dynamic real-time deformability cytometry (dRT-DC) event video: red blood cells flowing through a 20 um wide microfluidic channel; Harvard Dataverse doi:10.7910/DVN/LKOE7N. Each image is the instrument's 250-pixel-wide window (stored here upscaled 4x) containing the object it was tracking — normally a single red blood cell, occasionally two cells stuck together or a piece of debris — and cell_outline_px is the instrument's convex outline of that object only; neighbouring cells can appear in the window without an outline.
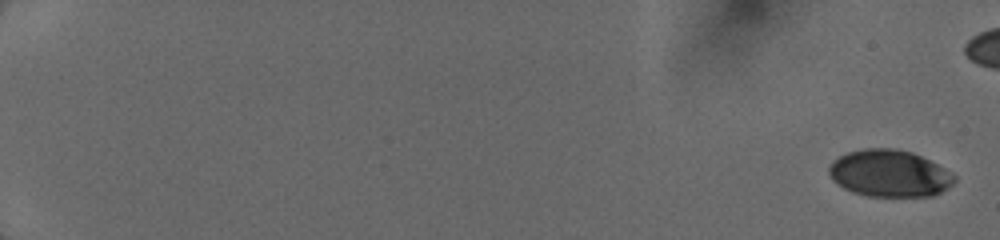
{"species": "human", "species_latin": "Homo sapiens", "temperature_condition": "cold", "stored_images_in_passage": 18, "camera_frame_rate_fps": 3000, "um_per_image_px": 0.085, "donor": {"sex": "female"}, "frame": {"image": 1, "passage_image": 1, "time_ms": 0.0, "image_size_px": [1000, 240], "cell_outline_px": [[956, 180], [948, 188], [932, 196], [868, 196], [852, 192], [844, 188], [832, 180], [828, 172], [828, 168], [840, 156], [848, 152], [864, 148], [892, 148], [912, 152], [952, 172], [956, 176]], "centroid_in_image_um": [75.61, 14.74], "position_along_channel_um": 9.4, "area_um2": 34.16}}
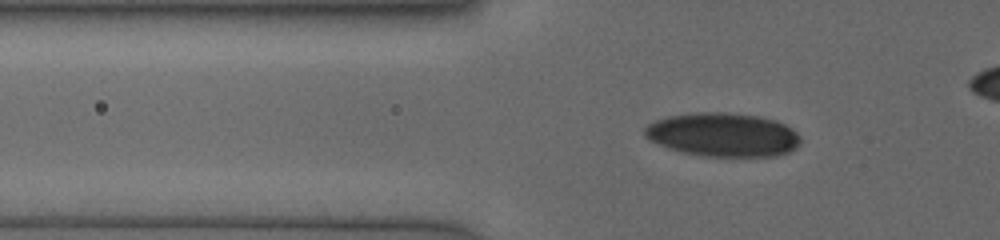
{"frame": {"image": 2, "passage_image": 13, "time_ms": 6.333, "image_size_px": [1000, 240], "cell_outline_px": [[800, 144], [796, 148], [788, 152], [776, 156], [704, 156], [684, 152], [668, 148], [644, 136], [644, 128], [648, 124], [656, 120], [668, 116], [696, 112], [724, 112], [756, 116], [776, 120], [792, 128], [800, 136]], "centroid_in_image_um": [61.47, 11.45], "position_along_channel_um": 64.3, "area_um2": 39.59}}
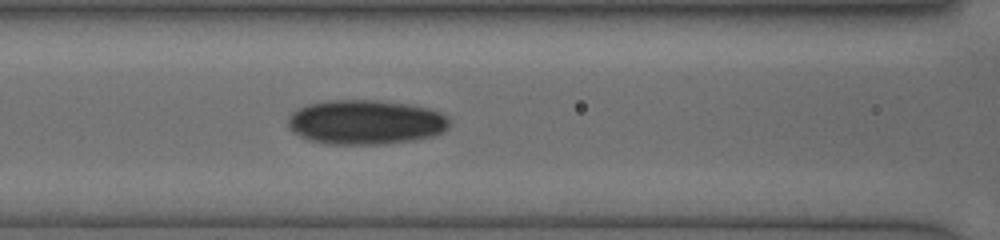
{"frame": {"image": 3, "passage_image": 18, "time_ms": 8.333, "image_size_px": [1000, 240], "cell_outline_px": [[448, 128], [444, 132], [432, 136], [412, 140], [388, 144], [328, 144], [308, 140], [292, 132], [288, 128], [288, 116], [292, 112], [308, 104], [328, 100], [376, 100], [408, 104], [428, 108], [440, 112], [448, 120]], "centroid_in_image_um": [31.04, 10.39], "position_along_channel_um": 135.6, "area_um2": 42.02}}